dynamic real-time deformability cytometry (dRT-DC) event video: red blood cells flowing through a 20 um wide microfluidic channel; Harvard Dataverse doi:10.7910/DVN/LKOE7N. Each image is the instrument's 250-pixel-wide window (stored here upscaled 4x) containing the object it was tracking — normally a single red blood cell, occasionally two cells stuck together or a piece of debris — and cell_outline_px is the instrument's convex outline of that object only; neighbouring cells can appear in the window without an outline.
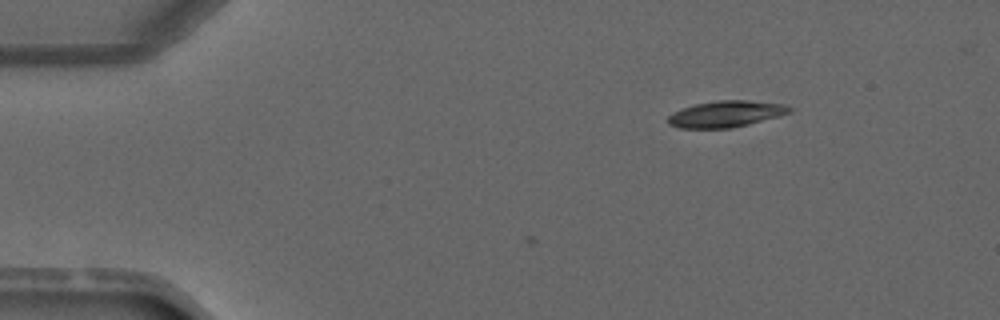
{"species": "common noctule bat (a hibernating species)", "species_latin": "Nyctalus noctula", "temperature_condition": "warm", "stored_images_in_passage": 3, "camera_frame_rate_fps": 3000, "um_per_image_px": 0.085, "animal": {"sex": "male", "forearm_length_mm": 52.5}, "frame": {"image": 1, "passage_image": 1, "time_ms": 0.0, "image_size_px": [1000, 320], "cell_outline_px": [[792, 112], [780, 116], [732, 128], [680, 128], [668, 124], [668, 116], [684, 108], [696, 104], [716, 100], [748, 100], [784, 104], [792, 108]], "centroid_in_image_um": [61.75, 9.69], "position_along_channel_um": 23.3, "area_um2": 18.55}}
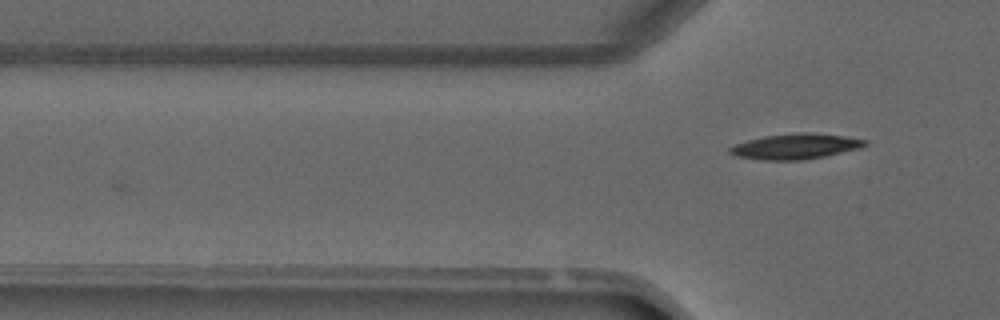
{"frame": {"image": 2, "passage_image": 3, "time_ms": 2.333, "image_size_px": [1000, 320], "cell_outline_px": [[868, 144], [860, 148], [824, 156], [804, 160], [760, 160], [736, 156], [728, 152], [728, 148], [736, 144], [748, 140], [764, 136], [800, 132], [808, 132], [844, 136], [868, 140]], "centroid_in_image_um": [67.61, 12.44], "position_along_channel_um": 58.2, "area_um2": 20.0}}